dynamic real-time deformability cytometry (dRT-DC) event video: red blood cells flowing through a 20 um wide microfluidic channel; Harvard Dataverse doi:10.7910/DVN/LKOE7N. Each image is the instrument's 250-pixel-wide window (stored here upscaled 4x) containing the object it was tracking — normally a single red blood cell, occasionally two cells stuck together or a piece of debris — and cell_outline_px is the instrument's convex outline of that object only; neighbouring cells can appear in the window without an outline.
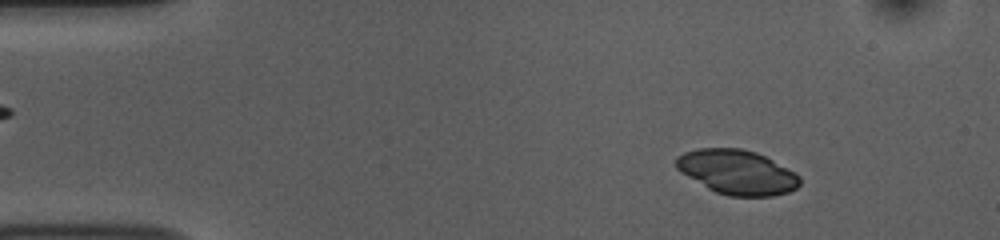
{"species": "common noctule bat (a hibernating species)", "species_latin": "Nyctalus noctula", "temperature_condition": "room temperature", "stored_images_in_passage": 51, "camera_frame_rate_fps": 3000, "um_per_image_px": 0.085, "animal": {"sex": "female", "body_mass_g": 10.0, "forearm_length_mm": 53.1}, "frame": {"image": 1, "passage_image": 6, "time_ms": 1.667, "image_size_px": [1000, 240], "cell_outline_px": [[800, 184], [796, 188], [788, 192], [772, 196], [728, 196], [716, 192], [708, 188], [680, 172], [676, 168], [676, 156], [684, 152], [700, 148], [740, 148], [756, 152], [772, 160], [800, 176]], "centroid_in_image_um": [62.63, 14.63], "position_along_channel_um": 22.4, "area_um2": 31.85}}